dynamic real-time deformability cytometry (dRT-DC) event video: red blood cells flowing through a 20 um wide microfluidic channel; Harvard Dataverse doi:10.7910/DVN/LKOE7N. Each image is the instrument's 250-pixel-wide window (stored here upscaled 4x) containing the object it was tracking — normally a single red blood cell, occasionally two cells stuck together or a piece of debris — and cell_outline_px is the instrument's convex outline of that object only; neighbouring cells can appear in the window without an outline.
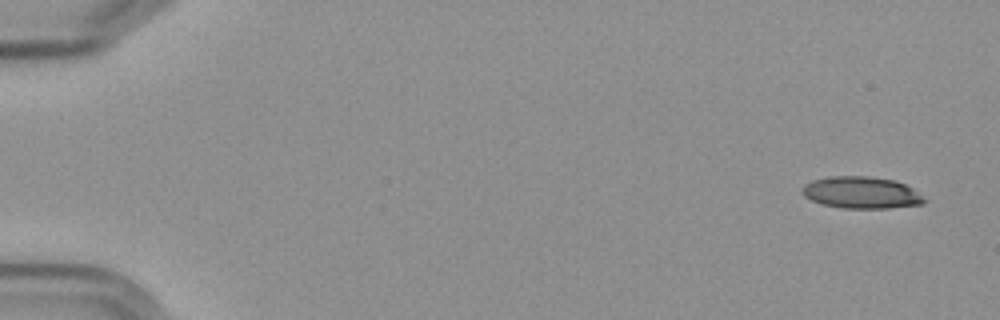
{"species": "Egyptian fruit bat (a non-hibernating species)", "species_latin": "Rousettus aegyptiacus", "temperature_condition": "cold", "stored_images_in_passage": 6, "camera_frame_rate_fps": 3000, "um_per_image_px": 0.085, "frame": {"image": 1, "passage_image": 1, "time_ms": 0.0, "image_size_px": [1000, 320], "cell_outline_px": [[928, 200], [924, 204], [888, 208], [840, 208], [824, 204], [812, 200], [804, 196], [800, 192], [804, 184], [812, 180], [828, 176], [868, 176], [892, 180], [904, 184], [912, 188]], "centroid_in_image_um": [73.2, 16.37], "position_along_channel_um": 11.8, "area_um2": 22.72}}
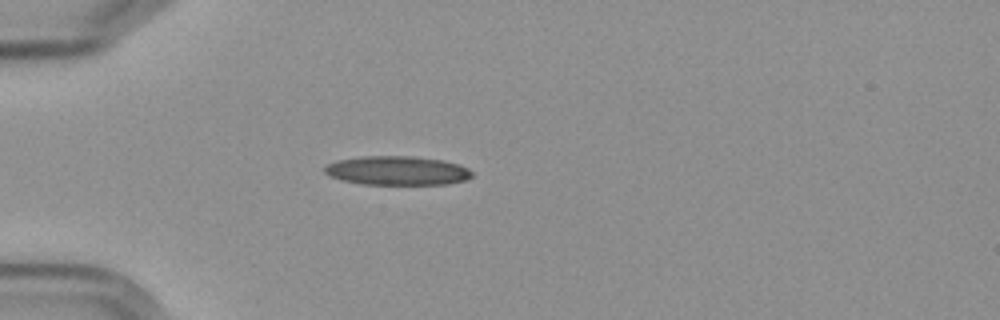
{"frame": {"image": 2, "passage_image": 5, "time_ms": 4.667, "image_size_px": [1000, 320], "cell_outline_px": [[472, 176], [464, 180], [448, 184], [360, 184], [340, 180], [324, 172], [324, 168], [328, 164], [340, 160], [360, 156], [412, 156], [440, 160], [456, 164], [468, 168], [472, 172]], "centroid_in_image_um": [33.74, 14.5], "position_along_channel_um": 51.3, "area_um2": 24.68}}